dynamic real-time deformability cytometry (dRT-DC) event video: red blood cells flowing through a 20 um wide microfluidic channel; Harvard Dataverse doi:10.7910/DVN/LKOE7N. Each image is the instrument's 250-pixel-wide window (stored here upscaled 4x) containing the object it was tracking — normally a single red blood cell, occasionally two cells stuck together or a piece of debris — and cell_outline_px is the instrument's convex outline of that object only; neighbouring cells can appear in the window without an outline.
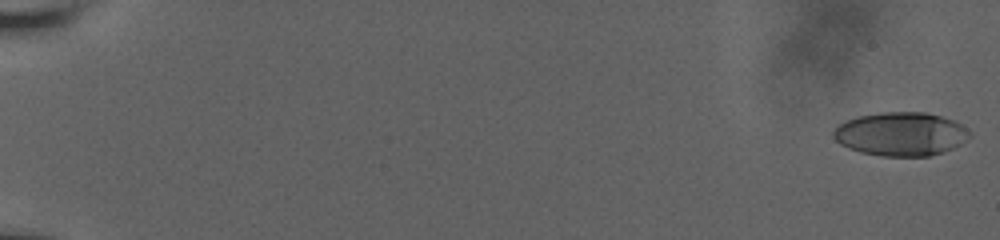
{"species": "human", "species_latin": "Homo sapiens", "temperature_condition": "room temperature", "stored_images_in_passage": 58, "camera_frame_rate_fps": 3000, "um_per_image_px": 0.085, "donor": {"sex": "male"}, "frame": {"image": 1, "passage_image": 1, "time_ms": 0.0, "image_size_px": [1000, 240], "cell_outline_px": [[972, 136], [960, 144], [952, 148], [928, 156], [880, 156], [860, 152], [848, 148], [840, 144], [832, 136], [832, 132], [840, 124], [848, 120], [860, 116], [884, 112], [924, 112], [956, 120]], "centroid_in_image_um": [76.56, 11.39], "position_along_channel_um": 8.4, "area_um2": 34.39}}
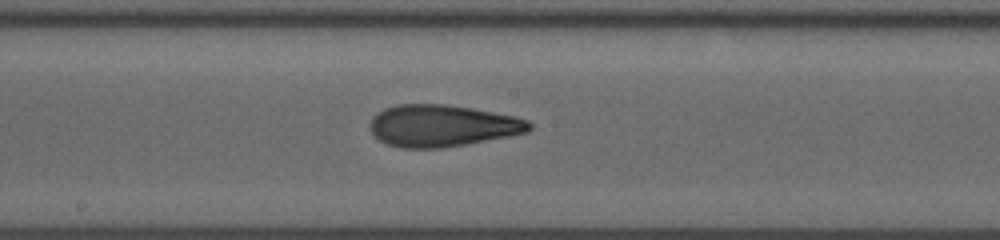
{"frame": {"image": 2, "passage_image": 34, "time_ms": 11.0, "image_size_px": [1000, 240], "cell_outline_px": [[532, 128], [528, 132], [508, 136], [464, 144], [440, 148], [400, 148], [388, 144], [380, 140], [372, 132], [368, 124], [372, 116], [384, 108], [396, 104], [444, 104], [472, 108], [516, 116], [528, 120], [532, 124]], "centroid_in_image_um": [37.57, 10.67], "position_along_channel_um": 210.6, "area_um2": 38.9}}
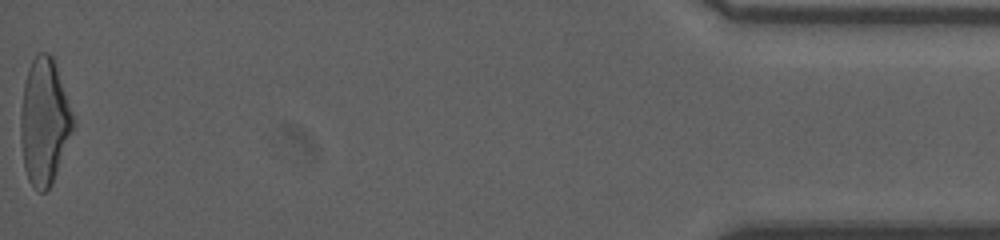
{"frame": {"image": 3, "passage_image": 58, "time_ms": 19.0, "image_size_px": [1000, 240], "cell_outline_px": [[76, 124], [52, 184], [44, 192], [40, 192], [28, 180], [24, 168], [20, 140], [20, 112], [24, 84], [28, 68], [32, 60], [40, 52], [48, 52], [52, 56], [72, 112]], "centroid_in_image_um": [3.76, 10.37], "position_along_channel_um": 431.4, "area_um2": 38.49}, "authors_computed_cell_mechanics": {"area_um2": 37.0498, "velocity_mm_per_s": 3.8469, "shape_relaxation_time_tau1_ms": 6.6346, "shape_relaxation_time_tau2_ms": 1.8489, "deformation_change_tau1": 0.2212, "deformation_change_tau2": 0.1075}}